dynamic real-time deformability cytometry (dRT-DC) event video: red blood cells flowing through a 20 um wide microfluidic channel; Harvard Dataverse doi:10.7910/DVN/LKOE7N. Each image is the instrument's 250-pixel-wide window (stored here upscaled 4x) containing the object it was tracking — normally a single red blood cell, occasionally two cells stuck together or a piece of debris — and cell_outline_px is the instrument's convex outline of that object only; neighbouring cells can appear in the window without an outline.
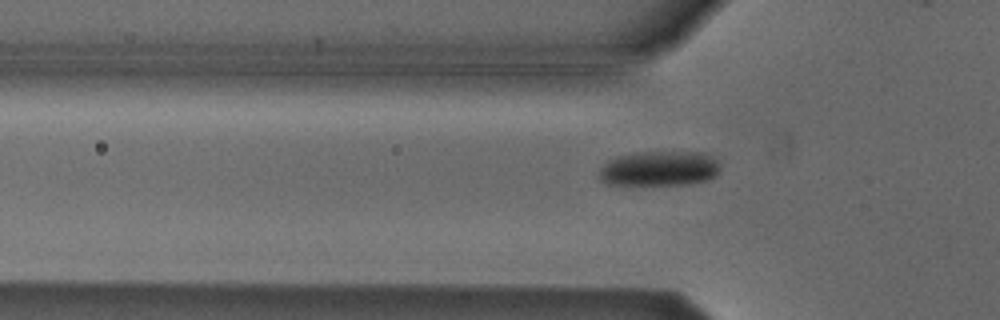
{"species": "Egyptian fruit bat (a non-hibernating species)", "species_latin": "Rousettus aegyptiacus", "temperature_condition": "cold", "stored_images_in_passage": 39, "camera_frame_rate_fps": 3000, "um_per_image_px": 0.085, "animal": {"sex": "male"}, "frame": {"image": 1, "passage_image": 5, "time_ms": 1.333, "image_size_px": [1000, 320], "cell_outline_px": [[720, 172], [716, 176], [708, 180], [688, 184], [608, 184], [600, 180], [600, 168], [608, 160], [616, 156], [636, 152], [704, 152], [712, 156], [720, 164]], "centroid_in_image_um": [56.08, 14.31], "position_along_channel_um": 69.7, "area_um2": 24.8}}
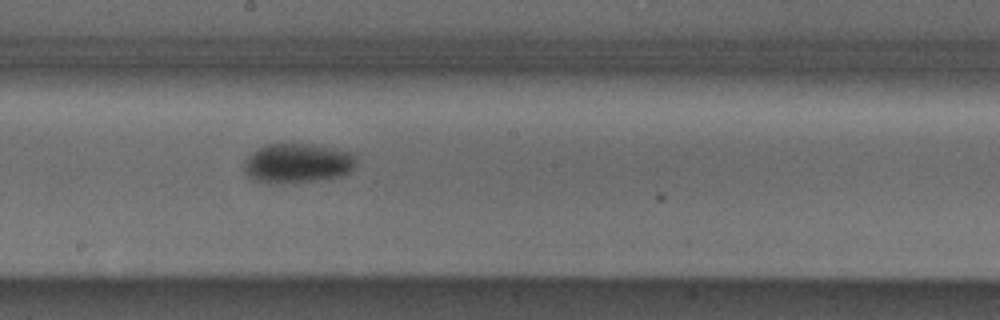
{"frame": {"image": 2, "passage_image": 17, "time_ms": 5.333, "image_size_px": [1000, 320], "cell_outline_px": [[356, 164], [348, 172], [340, 176], [284, 184], [268, 184], [252, 180], [244, 172], [244, 160], [252, 152], [264, 144], [312, 144], [352, 152], [356, 156]], "centroid_in_image_um": [25.23, 13.88], "position_along_channel_um": 223.0, "area_um2": 26.07}}
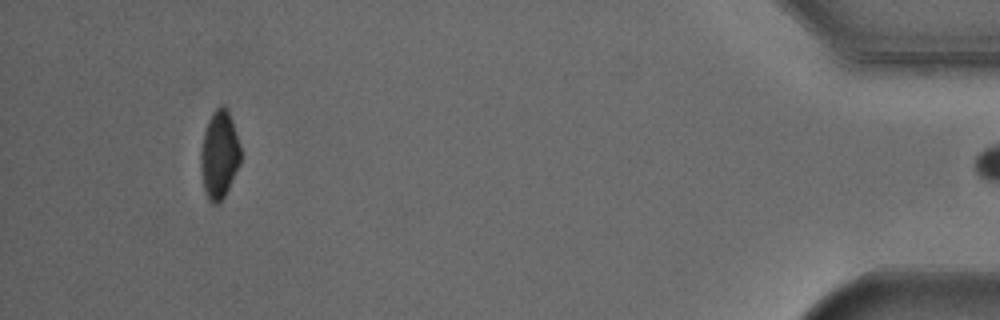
{"frame": {"image": 3, "passage_image": 38, "time_ms": 12.333, "image_size_px": [1000, 320], "cell_outline_px": [[240, 164], [224, 196], [216, 204], [212, 204], [208, 200], [204, 192], [200, 168], [200, 152], [204, 132], [208, 120], [212, 112], [220, 104], [224, 104], [228, 108], [240, 144]], "centroid_in_image_um": [18.62, 13.12], "position_along_channel_um": 416.6, "area_um2": 20.63}, "authors_computed_cell_mechanics": {"area_um2": 24.7962, "velocity_mm_per_s": 3.8258, "shape_relaxation_time_tau1_ms": 6.116, "shape_relaxation_time_tau2_ms": null, "deformation_change_tau1": 0.1045, "deformation_change_tau2": null}}